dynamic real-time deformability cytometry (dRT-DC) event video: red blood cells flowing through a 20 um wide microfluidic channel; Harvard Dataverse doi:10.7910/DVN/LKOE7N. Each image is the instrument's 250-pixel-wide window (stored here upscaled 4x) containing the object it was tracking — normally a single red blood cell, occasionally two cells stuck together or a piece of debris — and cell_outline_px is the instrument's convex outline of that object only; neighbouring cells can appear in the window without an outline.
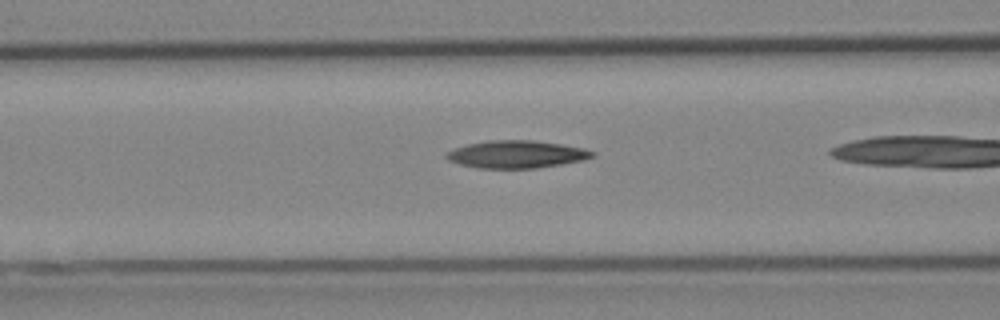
{"species": "Egyptian fruit bat (a non-hibernating species)", "species_latin": "Rousettus aegyptiacus", "temperature_condition": "cold", "stored_images_in_passage": 37, "camera_frame_rate_fps": 3000, "um_per_image_px": 0.085, "animal": {"sex": "female"}, "frame": {"image": 1, "passage_image": 18, "time_ms": 5.667, "image_size_px": [1000, 320], "cell_outline_px": [[596, 156], [584, 160], [536, 168], [476, 168], [460, 164], [448, 160], [444, 156], [452, 148], [468, 144], [488, 140], [532, 140], [560, 144], [584, 148], [596, 152]], "centroid_in_image_um": [43.9, 13.11], "position_along_channel_um": 122.7, "area_um2": 23.47}}
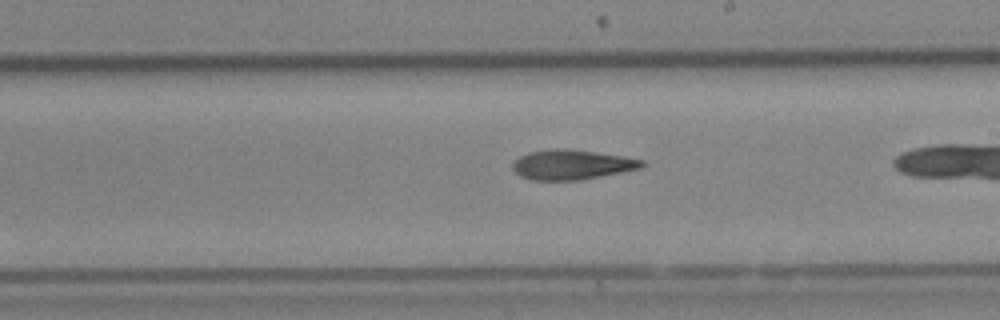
{"frame": {"image": 2, "passage_image": 27, "time_ms": 8.667, "image_size_px": [1000, 320], "cell_outline_px": [[644, 164], [640, 168], [580, 180], [532, 180], [520, 176], [512, 168], [512, 164], [520, 156], [528, 152], [556, 148], [592, 152], [624, 156], [644, 160]], "centroid_in_image_um": [48.57, 14.0], "position_along_channel_um": 240.4, "area_um2": 22.08}}
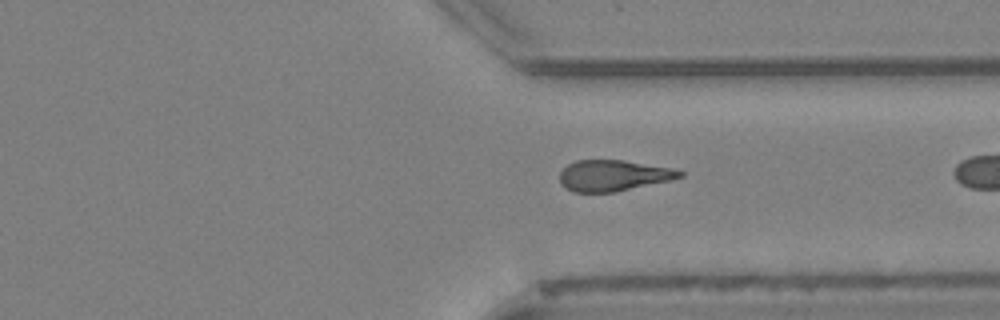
{"frame": {"image": 3, "passage_image": 36, "time_ms": 11.667, "image_size_px": [1000, 320], "cell_outline_px": [[684, 176], [672, 180], [616, 192], [572, 192], [560, 180], [560, 172], [568, 164], [576, 160], [624, 160], [672, 168], [684, 172]], "centroid_in_image_um": [52.18, 14.92], "position_along_channel_um": 359.2, "area_um2": 21.68}}